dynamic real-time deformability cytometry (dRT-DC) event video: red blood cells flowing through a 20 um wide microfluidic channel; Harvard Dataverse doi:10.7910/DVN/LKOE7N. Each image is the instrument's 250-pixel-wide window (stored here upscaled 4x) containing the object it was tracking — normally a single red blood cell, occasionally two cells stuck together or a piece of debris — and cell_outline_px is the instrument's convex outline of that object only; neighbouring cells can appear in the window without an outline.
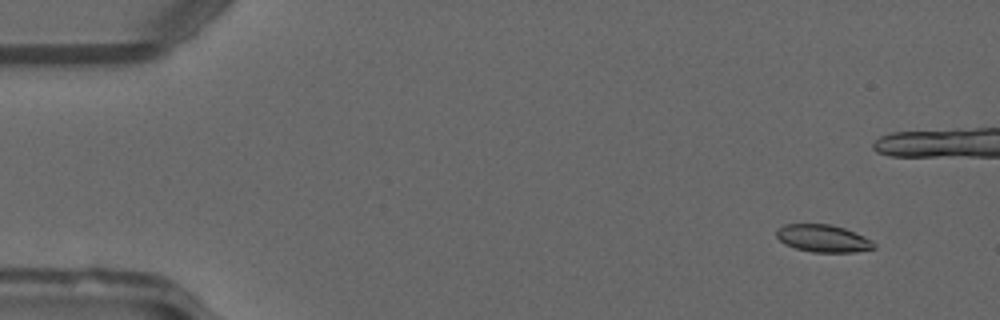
{"species": "common noctule bat (a hibernating species)", "species_latin": "Nyctalus noctula", "temperature_condition": "warm", "stored_images_in_passage": 52, "camera_frame_rate_fps": 3000, "um_per_image_px": 0.085, "animal": {"sex": "male", "forearm_length_mm": 52.5}, "frame": {"image": 1, "passage_image": 5, "time_ms": 1.333, "image_size_px": [1000, 320], "cell_outline_px": [[876, 248], [856, 252], [812, 252], [796, 248], [784, 244], [776, 236], [776, 232], [784, 224], [828, 224], [844, 228], [864, 236], [872, 240], [876, 244]], "centroid_in_image_um": [69.99, 20.27], "position_along_channel_um": 15.0, "area_um2": 15.55}}
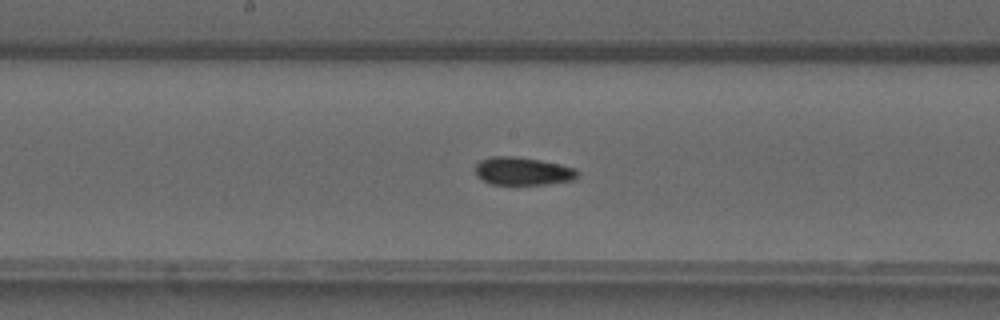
{"frame": {"image": 2, "passage_image": 27, "time_ms": 8.667, "image_size_px": [1000, 320], "cell_outline_px": [[580, 176], [572, 180], [548, 184], [492, 184], [476, 176], [476, 164], [480, 160], [492, 156], [512, 156], [540, 160], [560, 164], [576, 168], [580, 172]], "centroid_in_image_um": [44.47, 14.54], "position_along_channel_um": 203.7, "area_um2": 16.7}}
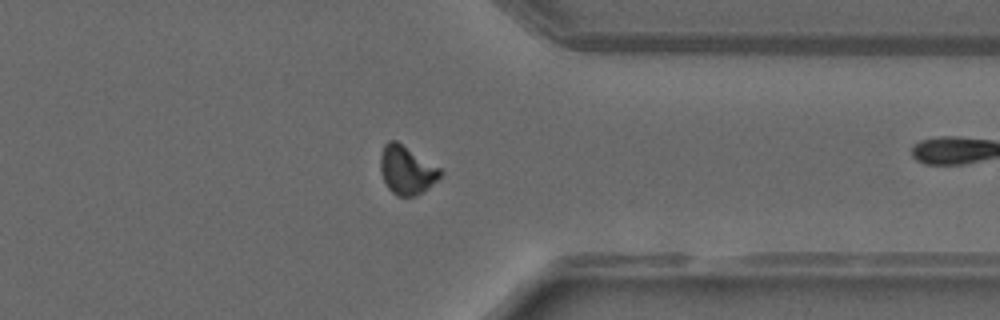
{"frame": {"image": 3, "passage_image": 40, "time_ms": 13.0, "image_size_px": [1000, 320], "cell_outline_px": [[444, 172], [436, 180], [416, 196], [396, 196], [388, 188], [380, 172], [380, 156], [384, 144], [388, 140], [396, 140], [440, 168]], "centroid_in_image_um": [34.53, 14.44], "position_along_channel_um": 376.9, "area_um2": 16.76}, "authors_computed_cell_mechanics": {"area_um2": 16.4441, "velocity_mm_per_s": 4.1285, "shape_relaxation_time_tau1_ms": null, "shape_relaxation_time_tau2_ms": 2.4126, "deformation_change_tau1": null, "deformation_change_tau2": 0.0548}}